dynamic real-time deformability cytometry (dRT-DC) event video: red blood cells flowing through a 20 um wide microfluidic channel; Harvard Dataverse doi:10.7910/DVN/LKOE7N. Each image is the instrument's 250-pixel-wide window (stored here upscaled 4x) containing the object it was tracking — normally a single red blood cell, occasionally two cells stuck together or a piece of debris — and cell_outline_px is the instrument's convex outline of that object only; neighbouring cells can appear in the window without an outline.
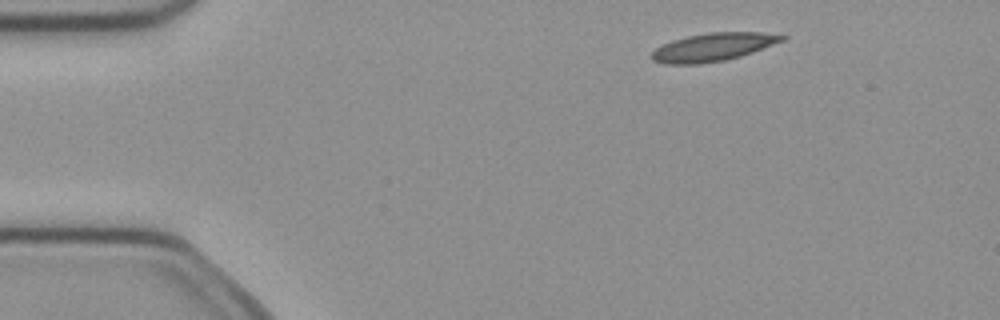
{"species": "common noctule bat (a hibernating species)", "species_latin": "Nyctalus noctula", "temperature_condition": "cold", "stored_images_in_passage": 3, "camera_frame_rate_fps": 3000, "um_per_image_px": 0.085, "animal": {"sex": "female", "body_mass_g": 21.9}, "frame": {"image": 1, "passage_image": 1, "time_ms": 0.0, "image_size_px": [1000, 320], "cell_outline_px": [[788, 36], [784, 40], [752, 52], [740, 56], [724, 60], [696, 64], [664, 64], [652, 60], [648, 56], [656, 48], [672, 40], [688, 36], [708, 32], [760, 32]], "centroid_in_image_um": [60.57, 4.0], "position_along_channel_um": 24.4, "area_um2": 21.21}}